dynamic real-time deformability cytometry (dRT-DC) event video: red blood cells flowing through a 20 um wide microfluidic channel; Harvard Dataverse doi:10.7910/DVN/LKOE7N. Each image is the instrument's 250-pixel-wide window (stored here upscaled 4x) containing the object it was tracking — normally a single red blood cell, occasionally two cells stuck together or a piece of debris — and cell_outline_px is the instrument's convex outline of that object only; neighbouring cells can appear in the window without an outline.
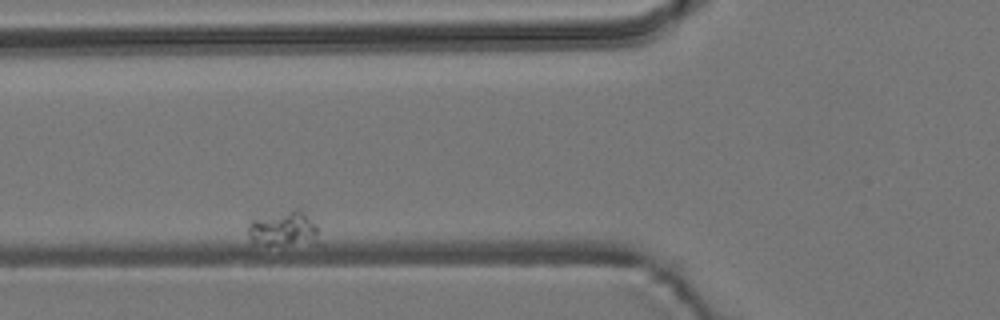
{"species": "common noctule bat (a hibernating species)", "species_latin": "Nyctalus noctula", "temperature_condition": "room temperature", "stored_images_in_passage": 9, "camera_frame_rate_fps": 3000, "um_per_image_px": 0.085, "animal": {"sex": "male", "body_mass_g": 19.2, "forearm_length_mm": 51.8}, "frame": {"image": 1, "passage_image": 2, "time_ms": 1.333, "image_size_px": [1000, 320], "cell_outline_px": [[316, 236], [288, 244], [252, 244], [248, 236], [248, 224], [252, 220], [296, 208], [300, 208], [316, 224]], "centroid_in_image_um": [23.97, 19.39], "position_along_channel_um": 101.8, "area_um2": 13.53}}
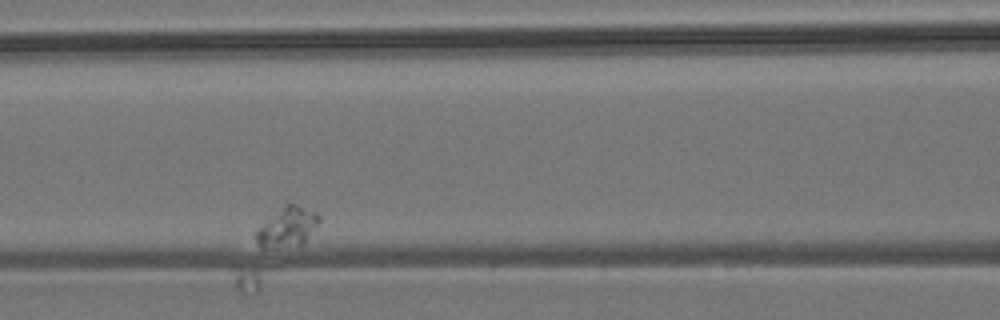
{"frame": {"image": 2, "passage_image": 4, "time_ms": 3.667, "image_size_px": [1000, 320], "cell_outline_px": [[320, 220], [304, 244], [272, 248], [260, 248], [252, 236], [252, 232], [288, 204], [296, 204], [316, 212], [320, 216]], "centroid_in_image_um": [24.39, 19.35], "position_along_channel_um": 142.2, "area_um2": 14.45}}
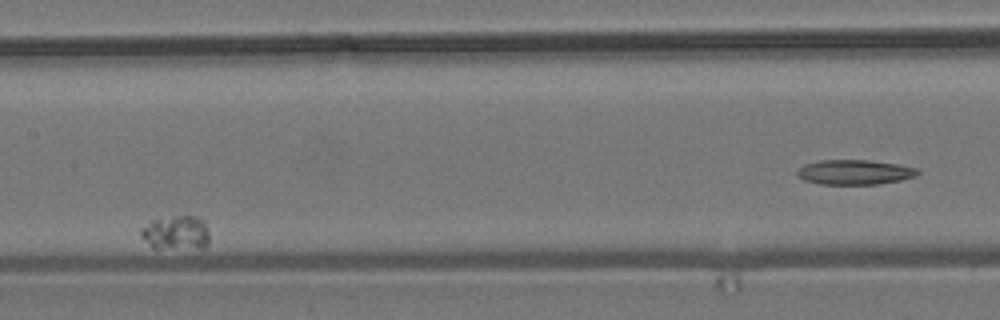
{"frame": {"image": 3, "passage_image": 6, "time_ms": 6.0, "image_size_px": [1000, 320], "cell_outline_px": [[208, 244], [204, 248], [152, 248], [140, 236], [140, 228], [152, 220], [172, 216], [200, 216], [204, 220], [208, 228]], "centroid_in_image_um": [14.97, 19.77], "position_along_channel_um": 192.4, "area_um2": 13.87}}